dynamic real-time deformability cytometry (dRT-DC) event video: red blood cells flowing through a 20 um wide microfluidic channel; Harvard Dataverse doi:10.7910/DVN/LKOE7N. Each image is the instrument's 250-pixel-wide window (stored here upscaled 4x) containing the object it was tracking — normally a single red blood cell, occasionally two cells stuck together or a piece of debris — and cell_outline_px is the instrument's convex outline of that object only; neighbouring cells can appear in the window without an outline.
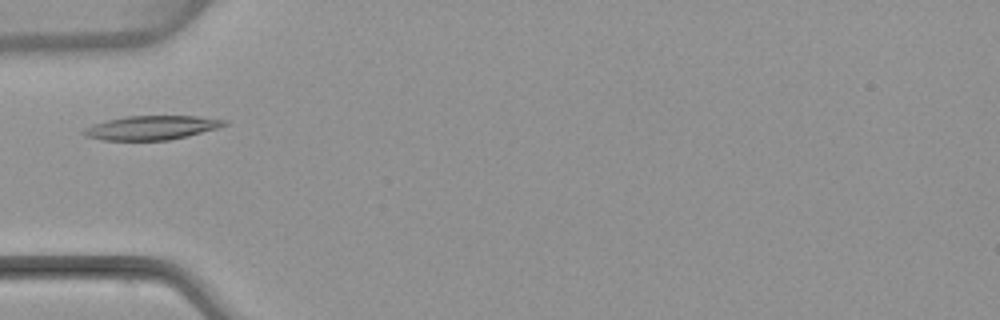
{"species": "common noctule bat (a hibernating species)", "species_latin": "Nyctalus noctula", "temperature_condition": "warm", "stored_images_in_passage": 2, "camera_frame_rate_fps": 3000, "um_per_image_px": 0.085, "animal": {"sex": "female", "body_mass_g": 22.7, "forearm_length_mm": 54.2}, "frame": {"image": 1, "passage_image": 1, "time_ms": 0.0, "image_size_px": [1000, 320], "cell_outline_px": [[228, 124], [220, 128], [188, 136], [168, 140], [104, 140], [84, 136], [80, 132], [84, 128], [92, 124], [124, 116], [196, 116], [228, 120]], "centroid_in_image_um": [12.89, 10.85], "position_along_channel_um": 72.1, "area_um2": 19.88}}
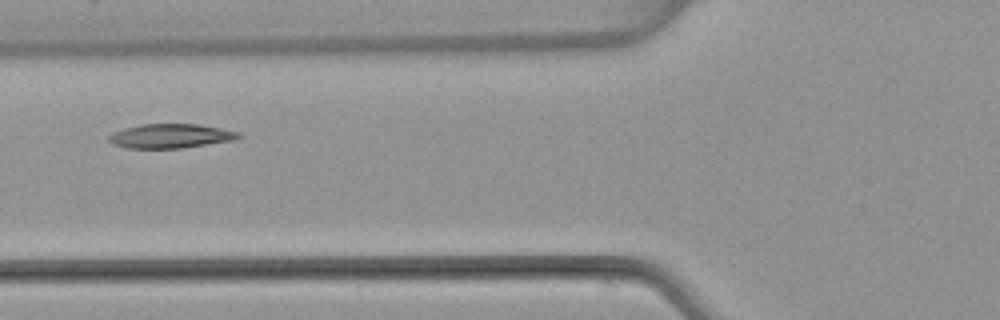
{"frame": {"image": 2, "passage_image": 2, "time_ms": 1.0, "image_size_px": [1000, 320], "cell_outline_px": [[244, 136], [232, 140], [180, 148], [128, 148], [112, 144], [108, 140], [108, 136], [112, 132], [124, 128], [140, 124], [200, 124], [240, 132]], "centroid_in_image_um": [14.48, 11.55], "position_along_channel_um": 111.3, "area_um2": 18.32}}